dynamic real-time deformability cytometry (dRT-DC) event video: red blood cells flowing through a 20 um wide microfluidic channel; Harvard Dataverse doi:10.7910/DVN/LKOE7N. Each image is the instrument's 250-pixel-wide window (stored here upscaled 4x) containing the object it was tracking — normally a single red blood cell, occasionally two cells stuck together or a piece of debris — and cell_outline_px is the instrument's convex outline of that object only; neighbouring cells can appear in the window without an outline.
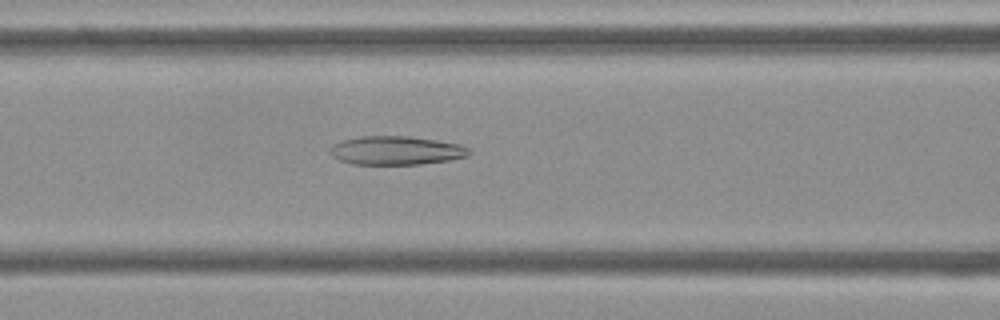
{"species": "Egyptian fruit bat (a non-hibernating species)", "species_latin": "Rousettus aegyptiacus", "temperature_condition": "cold", "stored_images_in_passage": 16, "camera_frame_rate_fps": 3000, "um_per_image_px": 0.085, "frame": {"image": 1, "passage_image": 9, "time_ms": 2.667, "image_size_px": [1000, 320], "cell_outline_px": [[472, 152], [468, 156], [448, 160], [420, 164], [352, 164], [340, 160], [332, 156], [332, 148], [340, 140], [360, 136], [408, 136], [436, 140], [460, 144], [468, 148]], "centroid_in_image_um": [33.7, 12.78], "position_along_channel_um": 132.9, "area_um2": 23.06}}
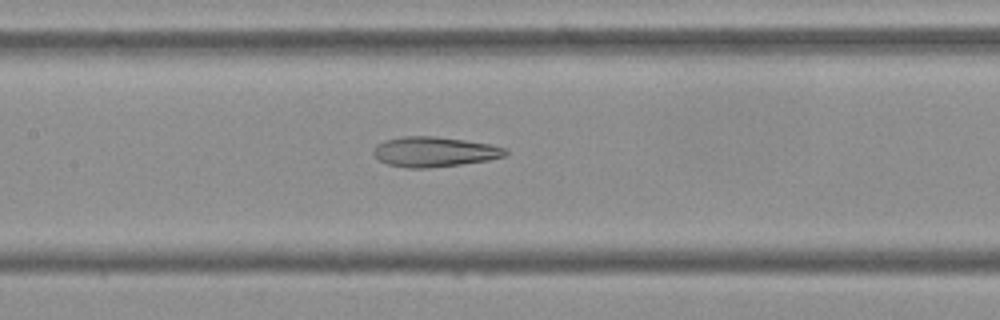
{"frame": {"image": 2, "passage_image": 12, "time_ms": 3.667, "image_size_px": [1000, 320], "cell_outline_px": [[508, 152], [504, 156], [488, 160], [460, 164], [428, 168], [408, 168], [388, 164], [380, 160], [372, 152], [376, 144], [388, 140], [404, 136], [436, 136], [464, 140], [488, 144], [504, 148]], "centroid_in_image_um": [36.9, 12.9], "position_along_channel_um": 170.5, "area_um2": 22.77}}
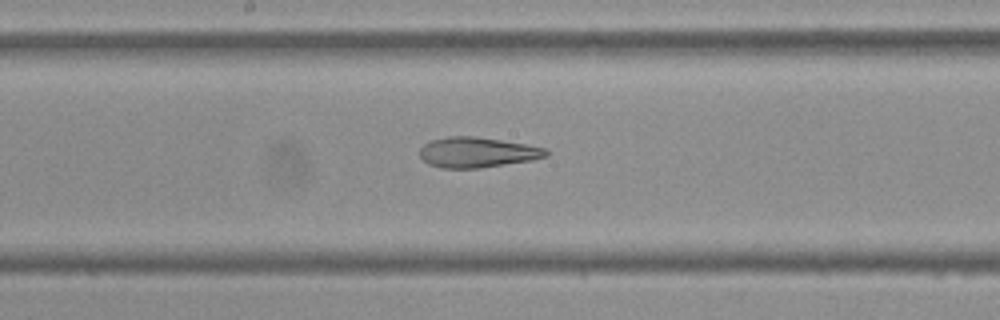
{"frame": {"image": 3, "passage_image": 15, "time_ms": 4.667, "image_size_px": [1000, 320], "cell_outline_px": [[548, 156], [532, 160], [480, 168], [440, 168], [428, 164], [420, 156], [420, 148], [428, 140], [448, 136], [476, 136], [548, 148]], "centroid_in_image_um": [40.55, 12.94], "position_along_channel_um": 207.7, "area_um2": 22.43}}